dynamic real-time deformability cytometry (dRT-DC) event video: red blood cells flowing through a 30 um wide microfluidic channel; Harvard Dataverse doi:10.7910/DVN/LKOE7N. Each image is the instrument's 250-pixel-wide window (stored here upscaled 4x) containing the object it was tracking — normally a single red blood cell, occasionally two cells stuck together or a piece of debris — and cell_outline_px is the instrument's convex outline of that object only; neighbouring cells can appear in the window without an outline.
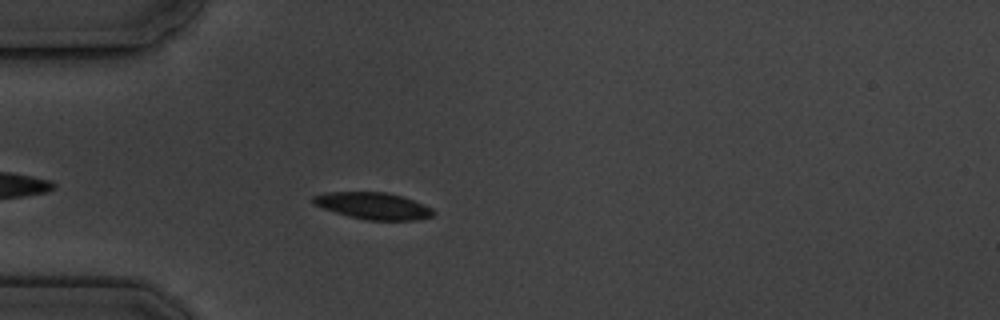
{"species": "common noctule bat (a hibernating species)", "species_latin": "Nyctalus noctula", "temperature_condition": "cold", "stored_images_in_passage": 6, "camera_frame_rate_fps": 3000, "um_per_image_px": 0.085, "animal": {"sex": "male", "body_mass_g": 19.5, "forearm_length_mm": 54.6}, "frame": {"image": 1, "passage_image": 5, "time_ms": 4.667, "image_size_px": [1000, 320], "cell_outline_px": [[436, 212], [432, 216], [416, 220], [364, 220], [348, 216], [312, 204], [312, 196], [324, 192], [388, 192], [424, 204], [432, 208]], "centroid_in_image_um": [31.71, 17.49], "position_along_channel_um": 53.3, "area_um2": 18.79}}